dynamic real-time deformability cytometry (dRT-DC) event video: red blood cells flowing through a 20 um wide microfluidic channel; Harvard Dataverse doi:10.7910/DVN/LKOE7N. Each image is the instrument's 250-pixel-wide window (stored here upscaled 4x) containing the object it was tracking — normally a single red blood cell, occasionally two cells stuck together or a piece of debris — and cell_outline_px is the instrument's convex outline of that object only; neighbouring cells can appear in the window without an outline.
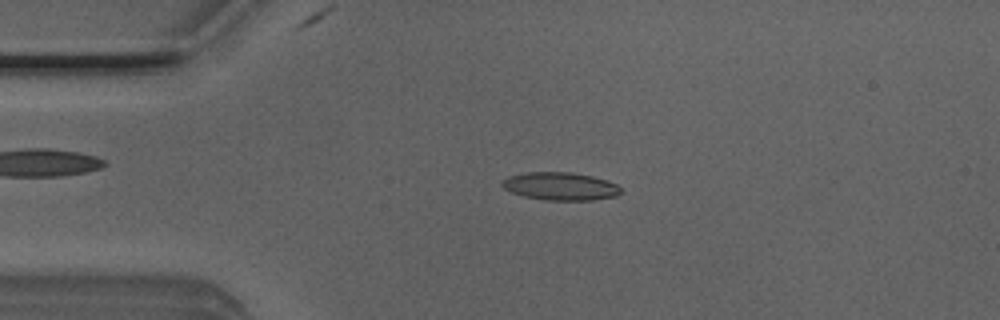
{"species": "Egyptian fruit bat (a non-hibernating species)", "species_latin": "Rousettus aegyptiacus", "temperature_condition": "room temperature", "stored_images_in_passage": 50, "camera_frame_rate_fps": 3000, "um_per_image_px": 0.085, "animal": {"sex": "male"}, "frame": {"image": 1, "passage_image": 10, "time_ms": 3.0, "image_size_px": [1000, 320], "cell_outline_px": [[620, 192], [616, 196], [592, 200], [544, 200], [524, 196], [512, 192], [504, 188], [500, 184], [500, 180], [508, 176], [528, 172], [568, 172], [592, 176], [616, 184], [620, 188]], "centroid_in_image_um": [47.58, 15.83], "position_along_channel_um": 37.4, "area_um2": 19.19}}
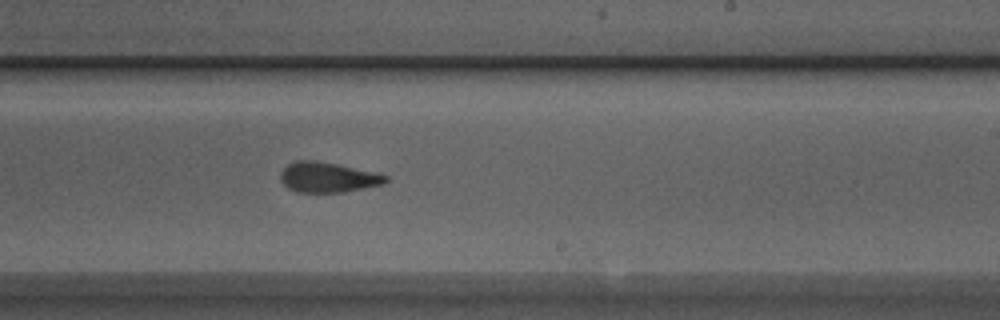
{"frame": {"image": 2, "passage_image": 29, "time_ms": 9.333, "image_size_px": [1000, 320], "cell_outline_px": [[388, 180], [384, 184], [344, 192], [296, 192], [288, 188], [280, 180], [280, 172], [288, 164], [296, 160], [312, 160], [336, 164], [380, 172], [388, 176]], "centroid_in_image_um": [27.89, 15.07], "position_along_channel_um": 261.1, "area_um2": 18.67}}
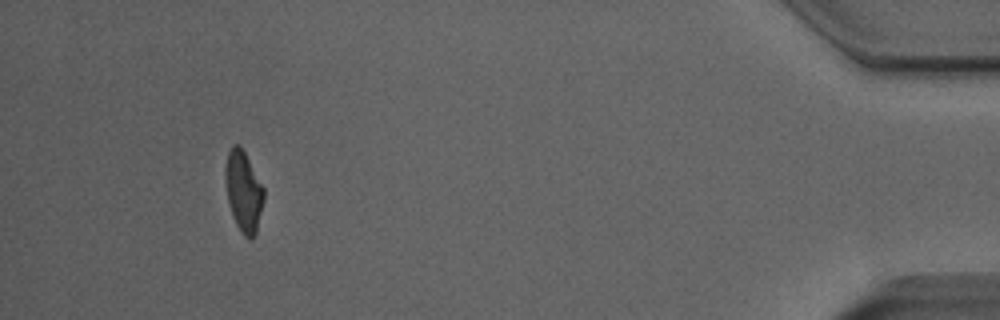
{"frame": {"image": 3, "passage_image": 46, "time_ms": 15.0, "image_size_px": [1000, 320], "cell_outline_px": [[264, 200], [256, 232], [252, 240], [248, 240], [240, 232], [236, 224], [228, 200], [224, 176], [224, 172], [228, 152], [232, 144], [240, 144], [264, 188]], "centroid_in_image_um": [20.7, 16.27], "position_along_channel_um": 414.5, "area_um2": 18.09}, "authors_computed_cell_mechanics": {"area_um2": 18.7272, "velocity_mm_per_s": 3.9921, "shape_relaxation_time_tau1_ms": 4.9767, "shape_relaxation_time_tau2_ms": 2.1388, "deformation_change_tau1": 0.1788, "deformation_change_tau2": 0.1135}}